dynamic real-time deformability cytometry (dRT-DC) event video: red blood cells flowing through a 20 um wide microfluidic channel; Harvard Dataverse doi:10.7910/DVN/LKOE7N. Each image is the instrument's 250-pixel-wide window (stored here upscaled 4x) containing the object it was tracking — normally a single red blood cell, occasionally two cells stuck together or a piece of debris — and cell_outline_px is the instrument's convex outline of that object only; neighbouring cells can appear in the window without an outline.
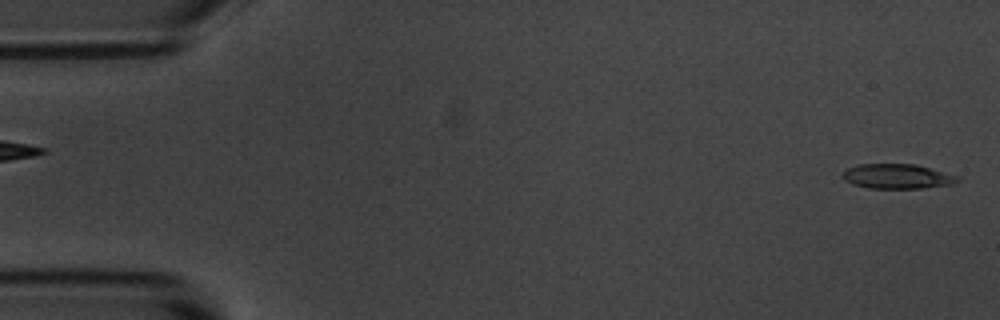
{"species": "common noctule bat (a hibernating species)", "species_latin": "Nyctalus noctula", "temperature_condition": "room temperature", "stored_images_in_passage": 4, "segment_of_instrument_passage": [2, 2], "camera_frame_rate_fps": 3000, "um_per_image_px": 0.085, "animal": {"sex": "male", "body_mass_g": 20.1, "forearm_length_mm": 53.5}, "frame": {"image": 1, "passage_image": 4, "time_ms": 3.333, "image_size_px": [1000, 320], "cell_outline_px": [[960, 180], [952, 184], [920, 188], [868, 188], [852, 184], [844, 180], [840, 176], [848, 168], [860, 164], [916, 164], [960, 176]], "centroid_in_image_um": [76.27, 14.99], "position_along_channel_um": 8.7, "area_um2": 16.59}}